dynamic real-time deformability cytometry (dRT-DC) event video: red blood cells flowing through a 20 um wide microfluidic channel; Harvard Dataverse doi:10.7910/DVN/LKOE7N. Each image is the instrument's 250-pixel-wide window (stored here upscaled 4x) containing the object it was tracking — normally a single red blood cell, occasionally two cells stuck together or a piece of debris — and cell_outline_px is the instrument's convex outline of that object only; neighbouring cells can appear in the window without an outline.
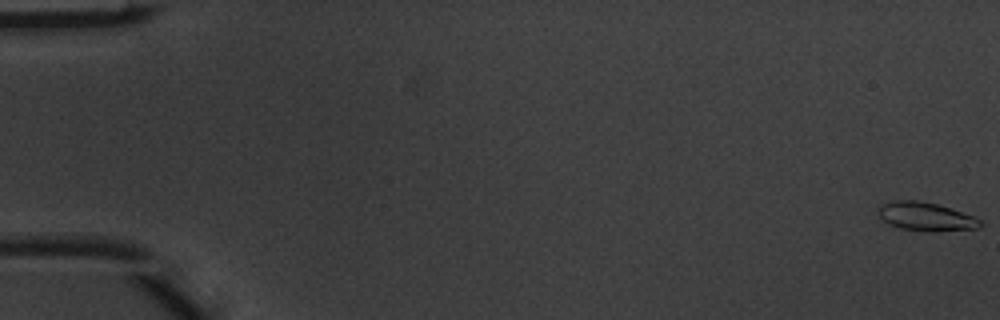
{"species": "common noctule bat (a hibernating species)", "species_latin": "Nyctalus noctula", "temperature_condition": "warm", "stored_images_in_passage": 5, "camera_frame_rate_fps": 3000, "um_per_image_px": 0.085, "animal": {"sex": "male", "body_mass_g": 20.1, "forearm_length_mm": 53.5}, "frame": {"image": 1, "passage_image": 1, "time_ms": 0.0, "image_size_px": [1000, 320], "cell_outline_px": [[984, 224], [980, 228], [936, 232], [924, 232], [900, 228], [888, 224], [876, 212], [876, 208], [880, 204], [892, 200], [916, 200], [936, 204], [972, 216], [980, 220]], "centroid_in_image_um": [78.65, 18.42], "position_along_channel_um": 6.4, "area_um2": 17.17}}